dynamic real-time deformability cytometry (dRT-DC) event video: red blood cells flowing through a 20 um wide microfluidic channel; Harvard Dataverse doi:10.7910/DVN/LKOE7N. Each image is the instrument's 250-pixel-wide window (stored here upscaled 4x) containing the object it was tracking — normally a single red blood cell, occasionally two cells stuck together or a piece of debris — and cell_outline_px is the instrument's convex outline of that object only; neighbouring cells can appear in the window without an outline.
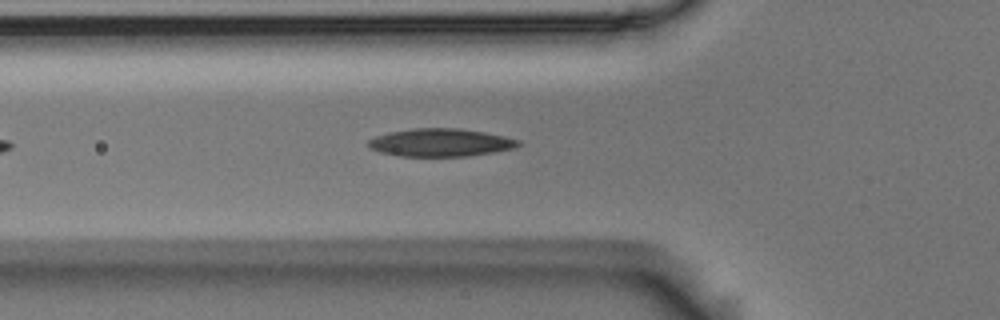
{"species": "Egyptian fruit bat (a non-hibernating species)", "species_latin": "Rousettus aegyptiacus", "temperature_condition": "room temperature", "stored_images_in_passage": 10, "camera_frame_rate_fps": 3000, "um_per_image_px": 0.085, "animal": {"sex": "male"}, "frame": {"image": 1, "passage_image": 6, "time_ms": 1.667, "image_size_px": [1000, 320], "cell_outline_px": [[520, 144], [512, 148], [492, 152], [468, 156], [400, 156], [380, 152], [368, 148], [368, 140], [376, 136], [388, 132], [412, 128], [456, 128], [484, 132], [504, 136], [520, 140]], "centroid_in_image_um": [37.4, 12.11], "position_along_channel_um": 88.4, "area_um2": 24.28}}
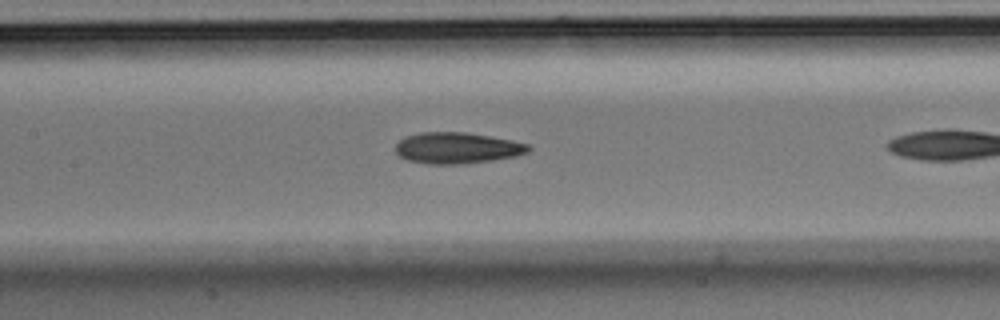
{"frame": {"image": 2, "passage_image": 9, "time_ms": 2.667, "image_size_px": [1000, 320], "cell_outline_px": [[532, 148], [528, 152], [512, 156], [492, 160], [460, 164], [428, 164], [408, 160], [400, 156], [396, 152], [396, 144], [400, 140], [408, 136], [420, 132], [464, 132], [488, 136], [528, 144]], "centroid_in_image_um": [38.82, 12.58], "position_along_channel_um": 168.6, "area_um2": 23.76}}